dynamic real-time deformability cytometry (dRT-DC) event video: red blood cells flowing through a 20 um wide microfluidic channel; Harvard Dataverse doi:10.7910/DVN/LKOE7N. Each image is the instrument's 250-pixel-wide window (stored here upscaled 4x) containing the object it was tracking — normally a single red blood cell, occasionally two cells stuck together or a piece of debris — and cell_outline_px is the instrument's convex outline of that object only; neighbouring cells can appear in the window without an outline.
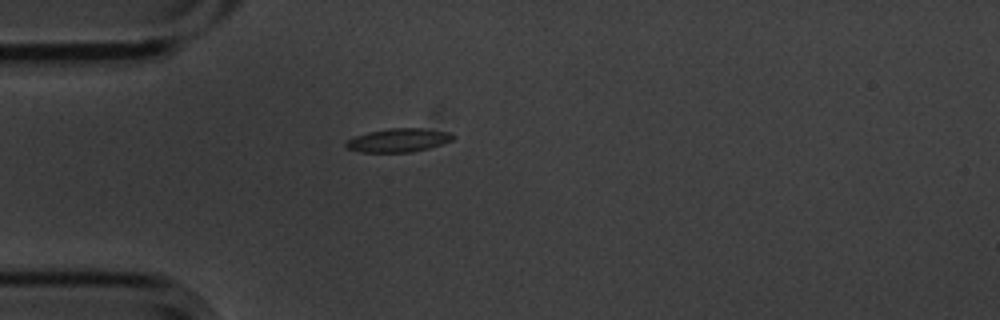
{"species": "common noctule bat (a hibernating species)", "species_latin": "Nyctalus noctula", "temperature_condition": "cold", "stored_images_in_passage": 1, "camera_frame_rate_fps": 3000, "um_per_image_px": 0.085, "animal": {"sex": "male", "body_mass_g": 20.1, "forearm_length_mm": 53.5}, "frame": {"image": 1, "passage_image": 1, "time_ms": 0.0, "image_size_px": [1000, 320], "cell_outline_px": [[456, 136], [452, 140], [428, 148], [412, 152], [360, 152], [348, 148], [344, 144], [348, 140], [356, 136], [368, 132], [388, 128], [424, 128], [452, 132]], "centroid_in_image_um": [33.9, 11.91], "position_along_channel_um": 51.1, "area_um2": 14.68}}